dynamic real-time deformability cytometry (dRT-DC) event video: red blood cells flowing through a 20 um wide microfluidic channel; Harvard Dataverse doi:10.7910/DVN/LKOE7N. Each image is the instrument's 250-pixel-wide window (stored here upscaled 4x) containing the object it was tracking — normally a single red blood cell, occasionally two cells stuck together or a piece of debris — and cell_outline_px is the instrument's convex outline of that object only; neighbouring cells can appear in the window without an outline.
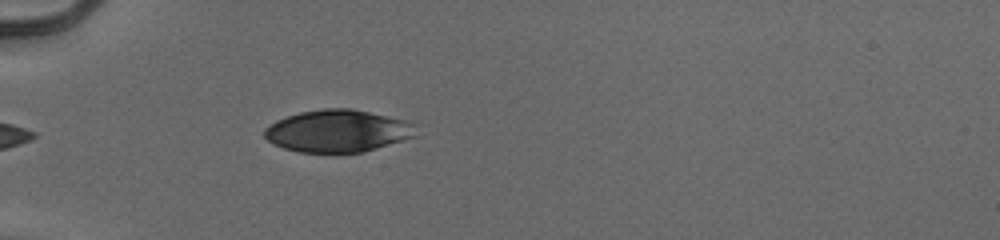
{"species": "human", "species_latin": "Homo sapiens", "temperature_condition": "cold", "stored_images_in_passage": 15, "camera_frame_rate_fps": 3000, "um_per_image_px": 0.085, "donor": {"sex": "male"}, "frame": {"image": 1, "passage_image": 1, "time_ms": 0.0, "image_size_px": [1000, 240], "cell_outline_px": [[420, 124], [416, 136], [364, 152], [300, 152], [284, 148], [268, 140], [264, 136], [264, 128], [276, 120], [300, 112], [324, 108], [352, 108], [404, 120]], "centroid_in_image_um": [28.76, 11.12], "position_along_channel_um": 56.2, "area_um2": 37.4}}
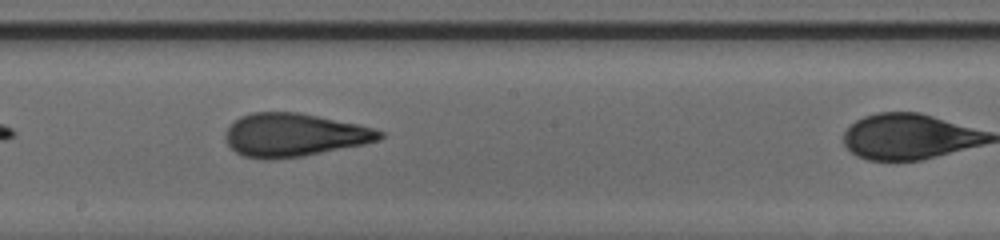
{"frame": {"image": 2, "passage_image": 11, "time_ms": 3.333, "image_size_px": [1000, 240], "cell_outline_px": [[384, 136], [380, 140], [364, 144], [300, 156], [272, 160], [264, 160], [244, 156], [236, 152], [224, 140], [224, 132], [240, 116], [252, 112], [296, 112], [356, 124], [372, 128], [384, 132]], "centroid_in_image_um": [24.96, 11.48], "position_along_channel_um": 223.2, "area_um2": 38.55}}